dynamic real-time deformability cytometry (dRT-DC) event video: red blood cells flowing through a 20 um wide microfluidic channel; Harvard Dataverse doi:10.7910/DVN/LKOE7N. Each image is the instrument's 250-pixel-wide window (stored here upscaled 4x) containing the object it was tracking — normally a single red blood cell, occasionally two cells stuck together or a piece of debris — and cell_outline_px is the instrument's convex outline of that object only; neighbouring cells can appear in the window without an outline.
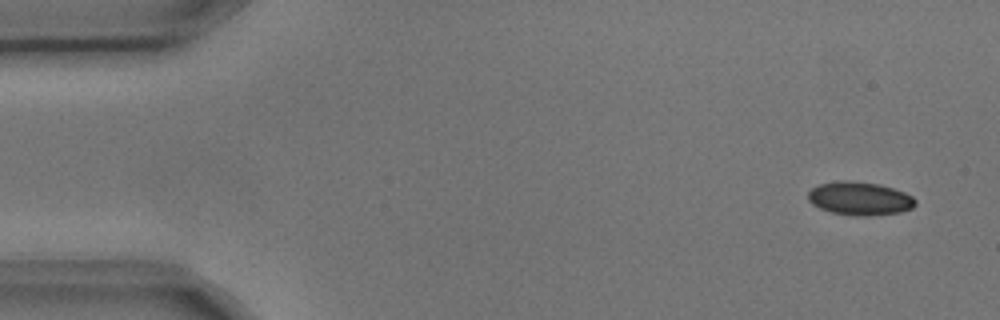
{"species": "common noctule bat (a hibernating species)", "species_latin": "Nyctalus noctula", "temperature_condition": "cold", "stored_images_in_passage": 7, "camera_frame_rate_fps": 3000, "um_per_image_px": 0.085, "animal": {"sex": "male", "body_mass_g": 17.9, "forearm_length_mm": 54.2}, "frame": {"image": 1, "passage_image": 1, "time_ms": 0.0, "image_size_px": [1000, 320], "cell_outline_px": [[916, 204], [912, 208], [900, 212], [868, 216], [856, 216], [832, 212], [820, 208], [812, 204], [808, 200], [808, 192], [812, 188], [820, 184], [840, 180], [848, 180], [880, 184], [904, 192], [912, 196], [916, 200]], "centroid_in_image_um": [73.08, 16.87], "position_along_channel_um": 11.9, "area_um2": 20.87}}
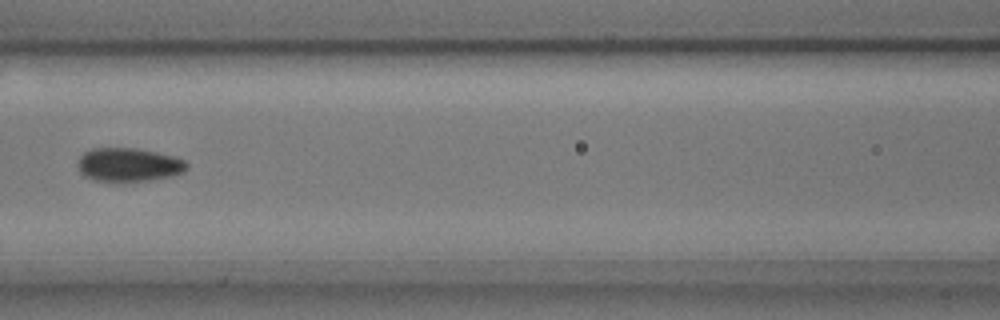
{"frame": {"image": 2, "passage_image": 7, "time_ms": 2.0, "image_size_px": [1000, 320], "cell_outline_px": [[188, 168], [184, 172], [172, 176], [152, 180], [124, 184], [96, 180], [84, 176], [80, 172], [76, 164], [80, 156], [84, 152], [92, 148], [136, 148], [176, 156], [184, 160], [188, 164]], "centroid_in_image_um": [10.94, 14.03], "position_along_channel_um": 155.7, "area_um2": 22.14}}